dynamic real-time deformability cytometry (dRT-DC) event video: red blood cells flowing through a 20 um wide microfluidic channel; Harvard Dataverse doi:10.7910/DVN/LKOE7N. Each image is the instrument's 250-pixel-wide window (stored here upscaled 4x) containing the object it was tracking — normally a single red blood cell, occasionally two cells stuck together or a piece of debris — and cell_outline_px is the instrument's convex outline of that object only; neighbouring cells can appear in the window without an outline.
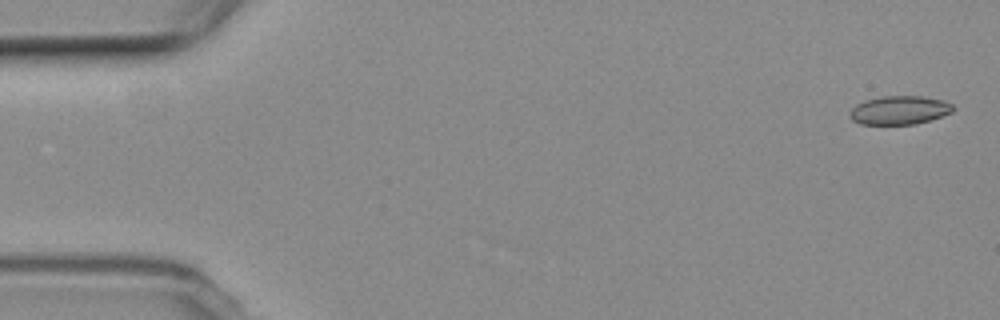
{"species": "common noctule bat (a hibernating species)", "species_latin": "Nyctalus noctula", "temperature_condition": "room temperature", "stored_images_in_passage": 7, "camera_frame_rate_fps": 3000, "um_per_image_px": 0.085, "animal": {"sex": "female", "body_mass_g": 19.3, "forearm_length_mm": 54.1}, "frame": {"image": 1, "passage_image": 1, "time_ms": 0.0, "image_size_px": [1000, 320], "cell_outline_px": [[956, 108], [952, 112], [916, 124], [860, 124], [852, 120], [848, 116], [848, 112], [856, 104], [864, 100], [880, 96], [924, 96], [944, 100], [952, 104]], "centroid_in_image_um": [76.43, 9.35], "position_along_channel_um": 8.6, "area_um2": 17.4}}
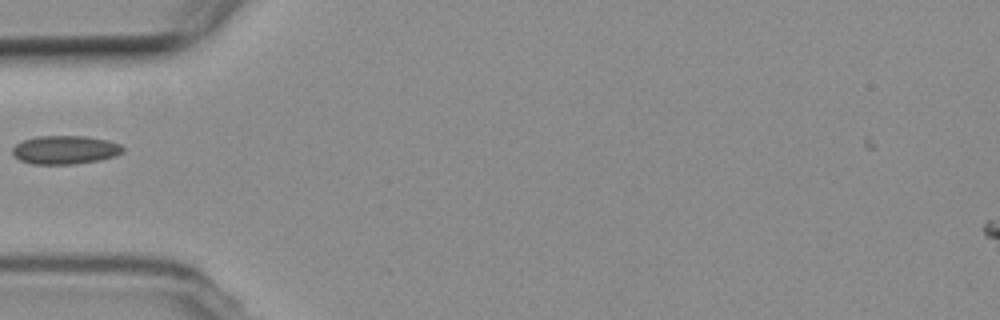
{"frame": {"image": 2, "passage_image": 5, "time_ms": 5.667, "image_size_px": [1000, 320], "cell_outline_px": [[124, 152], [116, 156], [100, 160], [72, 164], [32, 164], [20, 160], [12, 152], [12, 148], [16, 144], [24, 140], [36, 136], [88, 136], [108, 140], [120, 144], [124, 148]], "centroid_in_image_um": [5.57, 12.73], "position_along_channel_um": 79.4, "area_um2": 18.44}}
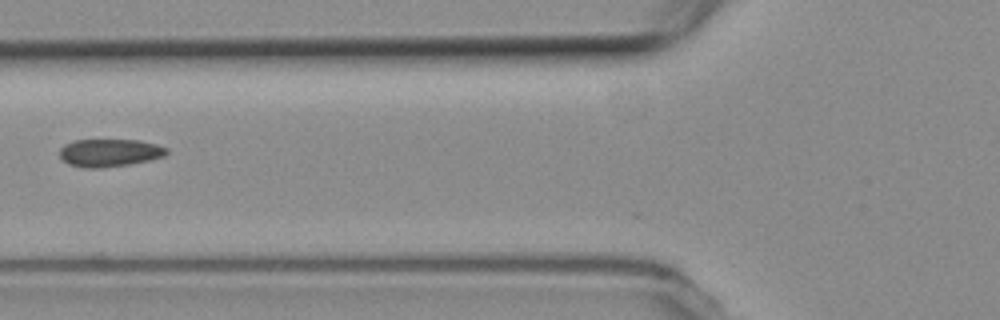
{"frame": {"image": 3, "passage_image": 6, "time_ms": 6.667, "image_size_px": [1000, 320], "cell_outline_px": [[168, 152], [164, 156], [148, 160], [128, 164], [104, 168], [84, 168], [68, 164], [60, 156], [60, 148], [64, 144], [72, 140], [140, 140], [156, 144], [168, 148]], "centroid_in_image_um": [9.3, 12.98], "position_along_channel_um": 116.5, "area_um2": 17.34}}